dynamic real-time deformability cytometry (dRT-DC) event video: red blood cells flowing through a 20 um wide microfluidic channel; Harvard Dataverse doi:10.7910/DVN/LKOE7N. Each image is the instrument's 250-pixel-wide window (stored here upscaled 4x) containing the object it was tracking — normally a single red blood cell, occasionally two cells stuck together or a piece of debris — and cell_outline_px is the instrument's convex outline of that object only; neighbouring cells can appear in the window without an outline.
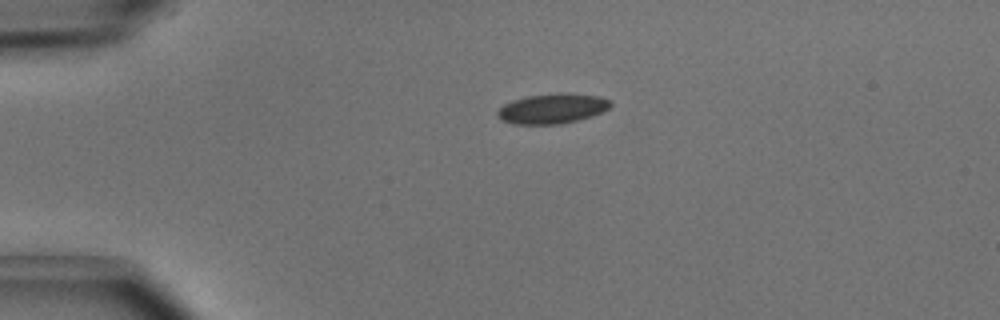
{"species": "common noctule bat (a hibernating species)", "species_latin": "Nyctalus noctula", "temperature_condition": "cold", "stored_images_in_passage": 40, "camera_frame_rate_fps": 3000, "um_per_image_px": 0.085, "animal": {"sex": "male", "body_mass_g": 15.6}, "frame": {"image": 1, "passage_image": 1, "time_ms": 0.0, "image_size_px": [1000, 320], "cell_outline_px": [[612, 104], [608, 108], [592, 116], [560, 124], [512, 124], [500, 120], [496, 116], [496, 112], [504, 104], [512, 100], [528, 96], [560, 92], [568, 92], [600, 96], [612, 100]], "centroid_in_image_um": [46.93, 9.22], "position_along_channel_um": 38.1, "area_um2": 20.0}}
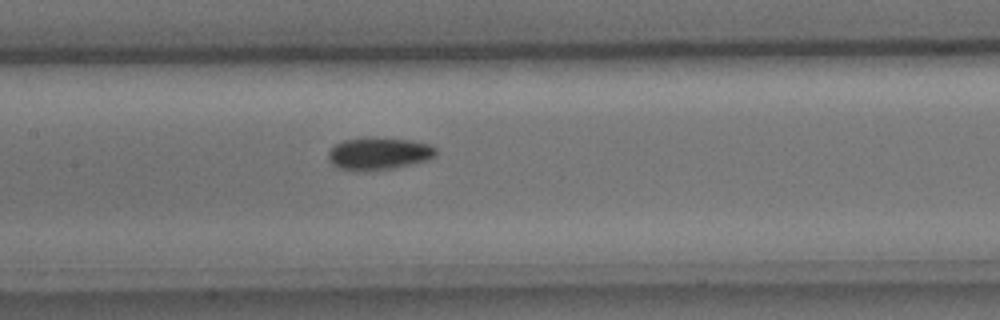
{"frame": {"image": 2, "passage_image": 14, "time_ms": 4.333, "image_size_px": [1000, 320], "cell_outline_px": [[436, 152], [428, 160], [392, 168], [364, 172], [356, 172], [336, 168], [328, 160], [328, 152], [336, 144], [344, 140], [364, 136], [368, 136], [412, 140], [428, 144], [436, 148]], "centroid_in_image_um": [32.13, 13.05], "position_along_channel_um": 175.3, "area_um2": 20.69}}
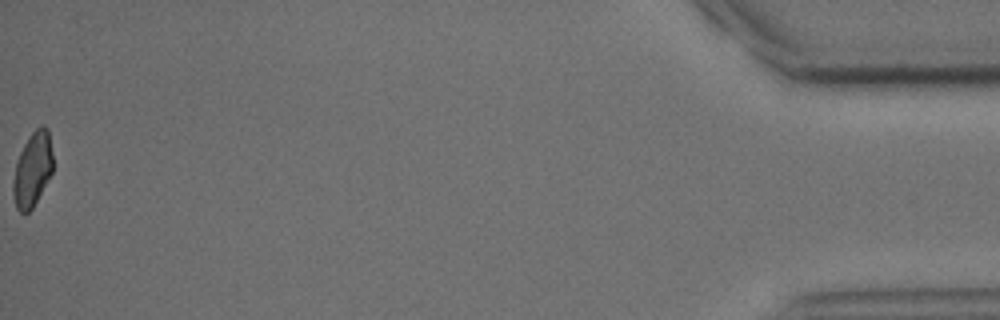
{"frame": {"image": 3, "passage_image": 40, "time_ms": 13.0, "image_size_px": [1000, 320], "cell_outline_px": [[52, 172], [32, 208], [28, 212], [20, 212], [16, 208], [12, 196], [12, 184], [16, 160], [28, 136], [40, 124], [44, 124], [48, 128], [52, 152]], "centroid_in_image_um": [2.74, 14.37], "position_along_channel_um": 432.5, "area_um2": 17.34}, "authors_computed_cell_mechanics": {"area_um2": 19.0162, "velocity_mm_per_s": 4.0217, "shape_relaxation_time_tau1_ms": 2.5591, "shape_relaxation_time_tau2_ms": 4.91, "deformation_change_tau1": 0.0735, "deformation_change_tau2": 0.0783}}